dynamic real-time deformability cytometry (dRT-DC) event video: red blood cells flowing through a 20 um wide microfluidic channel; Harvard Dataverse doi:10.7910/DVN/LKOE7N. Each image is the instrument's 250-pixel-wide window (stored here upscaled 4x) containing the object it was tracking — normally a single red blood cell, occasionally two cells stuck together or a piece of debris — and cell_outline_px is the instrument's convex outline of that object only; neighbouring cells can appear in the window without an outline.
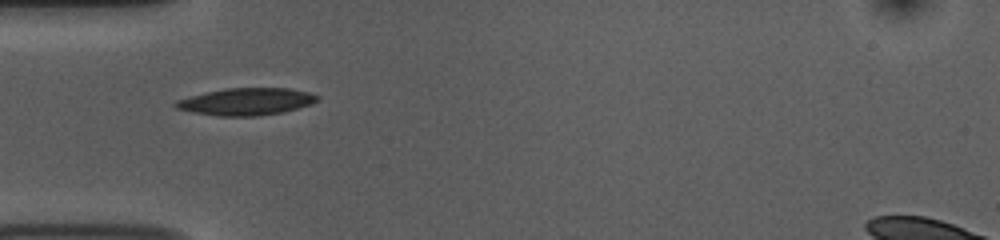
{"species": "common noctule bat (a hibernating species)", "species_latin": "Nyctalus noctula", "temperature_condition": "room temperature", "stored_images_in_passage": 38, "camera_frame_rate_fps": 3000, "um_per_image_px": 0.085, "animal": {"sex": "female", "body_mass_g": 10.0, "forearm_length_mm": 53.1}, "frame": {"image": 1, "passage_image": 1, "time_ms": 0.0, "image_size_px": [1000, 240], "cell_outline_px": [[320, 100], [312, 104], [284, 112], [256, 116], [216, 116], [192, 112], [176, 108], [172, 104], [176, 100], [224, 88], [288, 88], [308, 92], [320, 96]], "centroid_in_image_um": [20.96, 8.64], "position_along_channel_um": 64.0, "area_um2": 22.48}}
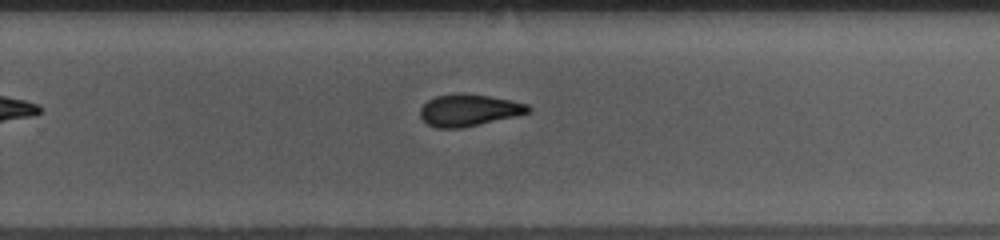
{"frame": {"image": 2, "passage_image": 19, "time_ms": 6.0, "image_size_px": [1000, 240], "cell_outline_px": [[532, 112], [516, 116], [460, 128], [436, 128], [428, 124], [420, 116], [420, 108], [428, 100], [436, 96], [460, 92], [488, 96], [528, 104], [532, 108]], "centroid_in_image_um": [39.86, 9.36], "position_along_channel_um": 289.9, "area_um2": 20.0}}
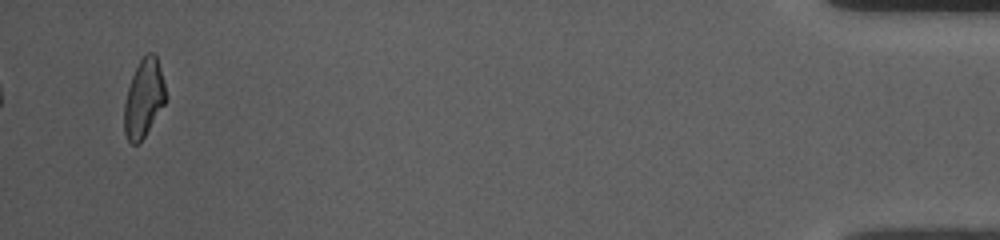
{"frame": {"image": 3, "passage_image": 36, "time_ms": 11.667, "image_size_px": [1000, 240], "cell_outline_px": [[164, 104], [144, 136], [136, 144], [132, 144], [128, 140], [124, 132], [124, 104], [128, 88], [132, 76], [140, 60], [148, 52], [156, 52], [164, 80]], "centroid_in_image_um": [12.21, 8.32], "position_along_channel_um": 423.0, "area_um2": 18.5}, "authors_computed_cell_mechanics": {"area_um2": 20.1144, "velocity_mm_per_s": 3.7781, "shape_relaxation_time_tau1_ms": 3.3293, "shape_relaxation_time_tau2_ms": 5.1113, "deformation_change_tau1": 0.1245, "deformation_change_tau2": 0.1268}}